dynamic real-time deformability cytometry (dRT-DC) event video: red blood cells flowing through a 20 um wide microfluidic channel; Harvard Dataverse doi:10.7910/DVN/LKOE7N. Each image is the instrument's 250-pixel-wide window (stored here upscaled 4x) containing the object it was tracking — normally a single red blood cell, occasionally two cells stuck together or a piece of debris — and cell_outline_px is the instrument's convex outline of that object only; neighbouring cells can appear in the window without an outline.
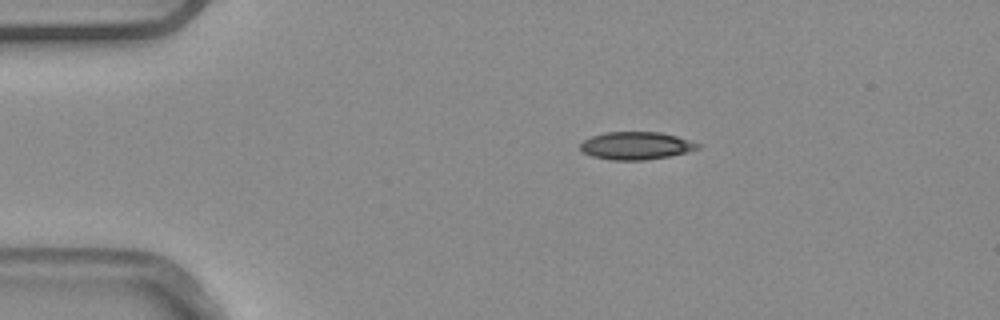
{"species": "common noctule bat (a hibernating species)", "species_latin": "Nyctalus noctula", "temperature_condition": "warm", "stored_images_in_passage": 3, "camera_frame_rate_fps": 3000, "um_per_image_px": 0.085, "animal": {"sex": "male", "body_mass_g": 20.4}, "frame": {"image": 1, "passage_image": 1, "time_ms": 0.0, "image_size_px": [1000, 320], "cell_outline_px": [[700, 148], [688, 152], [668, 156], [644, 160], [612, 160], [592, 156], [580, 152], [580, 144], [584, 140], [592, 136], [604, 132], [660, 132], [676, 136], [700, 144]], "centroid_in_image_um": [54.03, 12.38], "position_along_channel_um": 31.0, "area_um2": 18.96}}
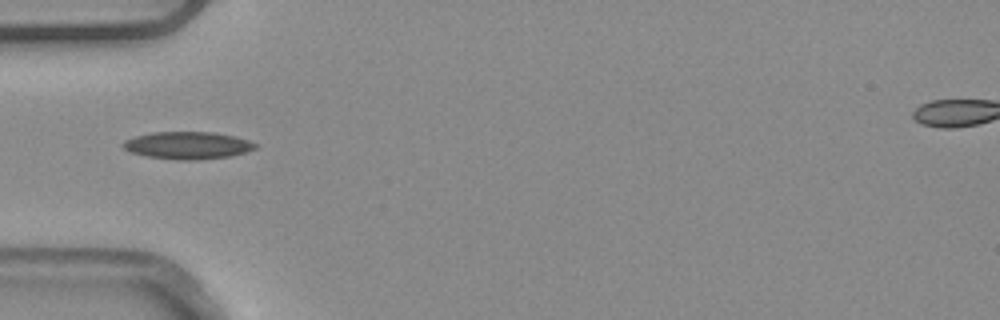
{"frame": {"image": 2, "passage_image": 3, "time_ms": 0.667, "image_size_px": [1000, 320], "cell_outline_px": [[256, 148], [232, 156], [196, 160], [176, 160], [148, 156], [132, 152], [124, 148], [120, 144], [124, 140], [136, 136], [152, 132], [212, 132], [236, 136], [248, 140], [256, 144]], "centroid_in_image_um": [15.95, 12.35], "position_along_channel_um": 69.1, "area_um2": 21.04}}